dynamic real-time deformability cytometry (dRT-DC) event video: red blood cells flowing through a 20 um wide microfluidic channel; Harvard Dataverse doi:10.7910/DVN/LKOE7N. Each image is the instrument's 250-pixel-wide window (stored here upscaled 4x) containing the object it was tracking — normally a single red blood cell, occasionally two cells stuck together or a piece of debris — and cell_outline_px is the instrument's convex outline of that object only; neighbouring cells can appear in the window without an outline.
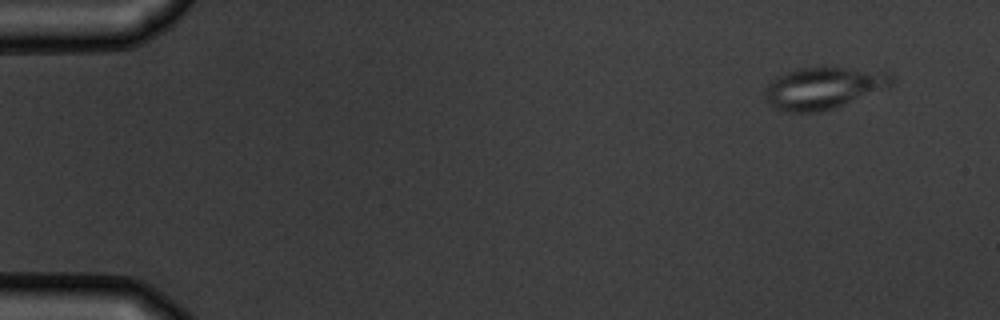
{"species": "common noctule bat (a hibernating species)", "species_latin": "Nyctalus noctula", "temperature_condition": "warm", "stored_images_in_passage": 4, "camera_frame_rate_fps": 3000, "um_per_image_px": 0.085, "animal": {"sex": "male", "body_mass_g": 19.5, "forearm_length_mm": 54.6}, "frame": {"image": 1, "passage_image": 1, "time_ms": 0.0, "image_size_px": [1000, 320], "cell_outline_px": [[892, 84], [888, 88], [832, 108], [820, 112], [780, 112], [768, 104], [764, 100], [764, 88], [776, 76], [800, 68], [824, 64], [884, 72], [892, 76]], "centroid_in_image_um": [69.93, 7.46], "position_along_channel_um": 15.1, "area_um2": 31.56}}